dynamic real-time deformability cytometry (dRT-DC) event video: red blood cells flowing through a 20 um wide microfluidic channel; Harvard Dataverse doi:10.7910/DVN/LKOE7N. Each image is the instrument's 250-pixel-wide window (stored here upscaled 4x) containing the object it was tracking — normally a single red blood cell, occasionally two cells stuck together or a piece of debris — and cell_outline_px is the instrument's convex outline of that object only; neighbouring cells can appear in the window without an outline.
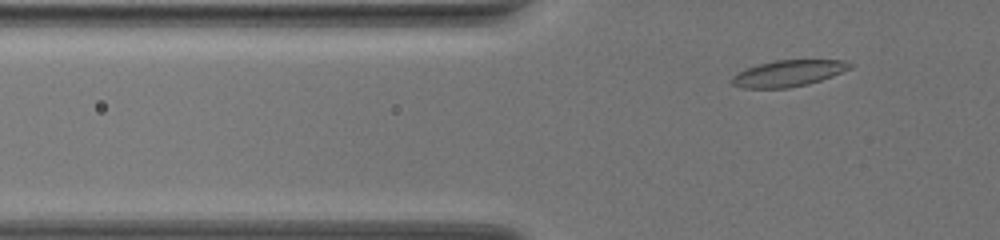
{"species": "common noctule bat (a hibernating species)", "species_latin": "Nyctalus noctula", "temperature_condition": "warm", "stored_images_in_passage": 46, "camera_frame_rate_fps": 3000, "um_per_image_px": 0.085, "animal": {"sex": "female", "body_mass_g": 19.5, "forearm_length_mm": 54.1}, "frame": {"image": 1, "passage_image": 8, "time_ms": 2.333, "image_size_px": [1000, 240], "cell_outline_px": [[852, 68], [832, 76], [808, 84], [788, 88], [744, 88], [732, 84], [728, 80], [732, 76], [748, 68], [760, 64], [776, 60], [844, 60], [852, 64]], "centroid_in_image_um": [67.01, 6.24], "position_along_channel_um": 58.8, "area_um2": 17.98}}
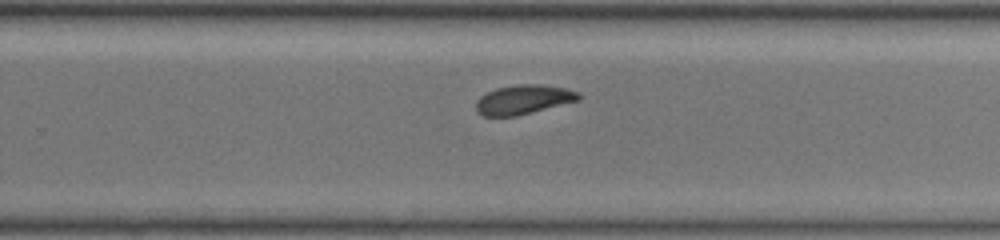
{"frame": {"image": 2, "passage_image": 28, "time_ms": 9.0, "image_size_px": [1000, 240], "cell_outline_px": [[584, 96], [580, 100], [516, 116], [484, 116], [476, 112], [476, 104], [480, 96], [496, 88], [516, 84], [540, 84], [564, 88], [580, 92]], "centroid_in_image_um": [44.52, 8.46], "position_along_channel_um": 285.3, "area_um2": 17.63}}
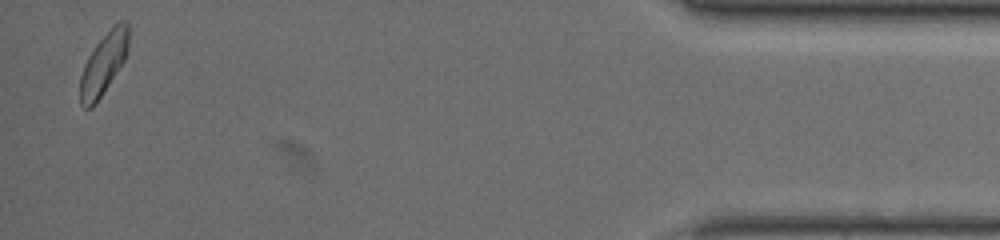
{"frame": {"image": 3, "passage_image": 45, "time_ms": 14.667, "image_size_px": [1000, 240], "cell_outline_px": [[128, 52], [124, 60], [92, 108], [84, 108], [80, 104], [80, 76], [84, 64], [88, 56], [96, 44], [120, 20], [124, 20], [128, 24]], "centroid_in_image_um": [8.79, 5.43], "position_along_channel_um": 426.4, "area_um2": 16.94}, "authors_computed_cell_mechanics": {"area_um2": 17.7735, "velocity_mm_per_s": 3.6854, "shape_relaxation_time_tau1_ms": 3.0505, "shape_relaxation_time_tau2_ms": 2.6781, "deformation_change_tau1": 0.1095, "deformation_change_tau2": 0.0647}}